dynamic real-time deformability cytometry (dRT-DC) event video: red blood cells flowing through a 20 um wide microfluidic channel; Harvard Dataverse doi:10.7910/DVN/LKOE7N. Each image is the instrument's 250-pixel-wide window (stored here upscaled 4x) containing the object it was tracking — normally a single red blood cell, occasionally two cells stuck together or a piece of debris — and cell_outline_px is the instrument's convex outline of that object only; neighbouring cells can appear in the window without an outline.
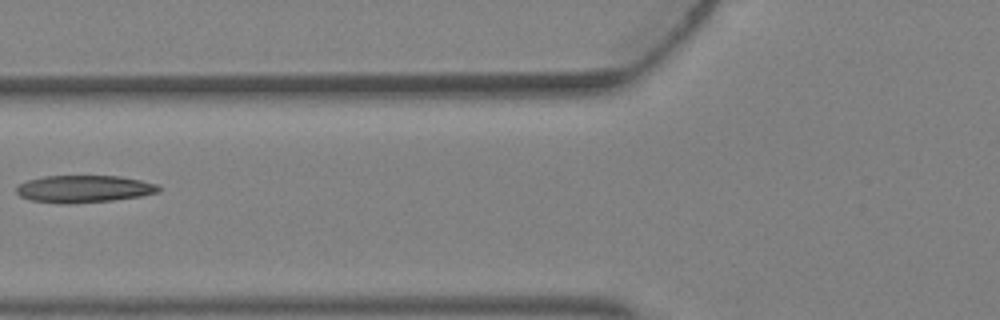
{"species": "Egyptian fruit bat (a non-hibernating species)", "species_latin": "Rousettus aegyptiacus", "temperature_condition": "warm", "stored_images_in_passage": 5, "camera_frame_rate_fps": 3000, "um_per_image_px": 0.085, "animal": {"sex": "female"}, "frame": {"image": 1, "passage_image": 5, "time_ms": 1.333, "image_size_px": [1000, 320], "cell_outline_px": [[160, 192], [140, 196], [112, 200], [72, 204], [60, 204], [32, 200], [20, 196], [16, 192], [16, 188], [20, 184], [28, 180], [44, 176], [120, 176], [140, 180], [156, 184], [160, 188]], "centroid_in_image_um": [7.13, 16.06], "position_along_channel_um": 118.7, "area_um2": 22.54}}